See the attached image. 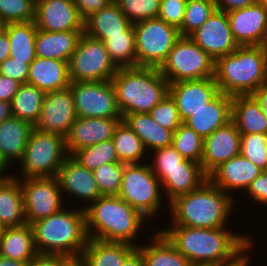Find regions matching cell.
<instances>
[{"label": "cell", "mask_w": 267, "mask_h": 266, "mask_svg": "<svg viewBox=\"0 0 267 266\" xmlns=\"http://www.w3.org/2000/svg\"><path fill=\"white\" fill-rule=\"evenodd\" d=\"M27 83L45 93L68 88L71 84L69 62L36 57L30 63Z\"/></svg>", "instance_id": "cell-24"}, {"label": "cell", "mask_w": 267, "mask_h": 266, "mask_svg": "<svg viewBox=\"0 0 267 266\" xmlns=\"http://www.w3.org/2000/svg\"><path fill=\"white\" fill-rule=\"evenodd\" d=\"M232 96L220 92L203 108L194 112L183 123L192 128L202 138L231 121Z\"/></svg>", "instance_id": "cell-23"}, {"label": "cell", "mask_w": 267, "mask_h": 266, "mask_svg": "<svg viewBox=\"0 0 267 266\" xmlns=\"http://www.w3.org/2000/svg\"><path fill=\"white\" fill-rule=\"evenodd\" d=\"M135 248L127 243L89 238L78 263L81 266H123L124 260Z\"/></svg>", "instance_id": "cell-28"}, {"label": "cell", "mask_w": 267, "mask_h": 266, "mask_svg": "<svg viewBox=\"0 0 267 266\" xmlns=\"http://www.w3.org/2000/svg\"><path fill=\"white\" fill-rule=\"evenodd\" d=\"M219 93L220 89L214 77L169 84V94L176 102L182 122Z\"/></svg>", "instance_id": "cell-18"}, {"label": "cell", "mask_w": 267, "mask_h": 266, "mask_svg": "<svg viewBox=\"0 0 267 266\" xmlns=\"http://www.w3.org/2000/svg\"><path fill=\"white\" fill-rule=\"evenodd\" d=\"M164 197L168 204L176 197L187 194L199 188L208 176L202 169H175L166 170L159 178Z\"/></svg>", "instance_id": "cell-34"}, {"label": "cell", "mask_w": 267, "mask_h": 266, "mask_svg": "<svg viewBox=\"0 0 267 266\" xmlns=\"http://www.w3.org/2000/svg\"><path fill=\"white\" fill-rule=\"evenodd\" d=\"M68 156L65 137L33 128L22 159L18 162L19 174L11 175L18 179L56 177Z\"/></svg>", "instance_id": "cell-7"}, {"label": "cell", "mask_w": 267, "mask_h": 266, "mask_svg": "<svg viewBox=\"0 0 267 266\" xmlns=\"http://www.w3.org/2000/svg\"><path fill=\"white\" fill-rule=\"evenodd\" d=\"M123 117L83 118L76 117L65 137L66 150L69 155L75 151L112 139L116 127Z\"/></svg>", "instance_id": "cell-20"}, {"label": "cell", "mask_w": 267, "mask_h": 266, "mask_svg": "<svg viewBox=\"0 0 267 266\" xmlns=\"http://www.w3.org/2000/svg\"><path fill=\"white\" fill-rule=\"evenodd\" d=\"M151 163H148L152 172L159 178L166 170L175 169H202L201 164L185 159L172 145L151 151Z\"/></svg>", "instance_id": "cell-41"}, {"label": "cell", "mask_w": 267, "mask_h": 266, "mask_svg": "<svg viewBox=\"0 0 267 266\" xmlns=\"http://www.w3.org/2000/svg\"><path fill=\"white\" fill-rule=\"evenodd\" d=\"M123 32H134L133 24L114 0L84 21V33L101 41Z\"/></svg>", "instance_id": "cell-25"}, {"label": "cell", "mask_w": 267, "mask_h": 266, "mask_svg": "<svg viewBox=\"0 0 267 266\" xmlns=\"http://www.w3.org/2000/svg\"><path fill=\"white\" fill-rule=\"evenodd\" d=\"M191 266H207V265H197V264H192Z\"/></svg>", "instance_id": "cell-67"}, {"label": "cell", "mask_w": 267, "mask_h": 266, "mask_svg": "<svg viewBox=\"0 0 267 266\" xmlns=\"http://www.w3.org/2000/svg\"><path fill=\"white\" fill-rule=\"evenodd\" d=\"M85 21L92 14L106 7L113 0H72Z\"/></svg>", "instance_id": "cell-52"}, {"label": "cell", "mask_w": 267, "mask_h": 266, "mask_svg": "<svg viewBox=\"0 0 267 266\" xmlns=\"http://www.w3.org/2000/svg\"><path fill=\"white\" fill-rule=\"evenodd\" d=\"M261 46L264 50H267V24H266L265 34H264Z\"/></svg>", "instance_id": "cell-63"}, {"label": "cell", "mask_w": 267, "mask_h": 266, "mask_svg": "<svg viewBox=\"0 0 267 266\" xmlns=\"http://www.w3.org/2000/svg\"><path fill=\"white\" fill-rule=\"evenodd\" d=\"M118 196L149 220L157 217L165 201L161 182L147 161L140 164H124Z\"/></svg>", "instance_id": "cell-8"}, {"label": "cell", "mask_w": 267, "mask_h": 266, "mask_svg": "<svg viewBox=\"0 0 267 266\" xmlns=\"http://www.w3.org/2000/svg\"><path fill=\"white\" fill-rule=\"evenodd\" d=\"M253 202L267 206V171H263L244 192Z\"/></svg>", "instance_id": "cell-51"}, {"label": "cell", "mask_w": 267, "mask_h": 266, "mask_svg": "<svg viewBox=\"0 0 267 266\" xmlns=\"http://www.w3.org/2000/svg\"><path fill=\"white\" fill-rule=\"evenodd\" d=\"M149 114L158 124L173 132L183 123L176 102L169 93L150 110Z\"/></svg>", "instance_id": "cell-47"}, {"label": "cell", "mask_w": 267, "mask_h": 266, "mask_svg": "<svg viewBox=\"0 0 267 266\" xmlns=\"http://www.w3.org/2000/svg\"><path fill=\"white\" fill-rule=\"evenodd\" d=\"M233 37L239 46L261 45L266 24L267 9L257 2L254 5L227 12Z\"/></svg>", "instance_id": "cell-21"}, {"label": "cell", "mask_w": 267, "mask_h": 266, "mask_svg": "<svg viewBox=\"0 0 267 266\" xmlns=\"http://www.w3.org/2000/svg\"><path fill=\"white\" fill-rule=\"evenodd\" d=\"M103 42L110 59L118 69L137 67L134 32H123V35L108 36Z\"/></svg>", "instance_id": "cell-38"}, {"label": "cell", "mask_w": 267, "mask_h": 266, "mask_svg": "<svg viewBox=\"0 0 267 266\" xmlns=\"http://www.w3.org/2000/svg\"><path fill=\"white\" fill-rule=\"evenodd\" d=\"M215 60L190 37H180L159 71L168 83L214 77Z\"/></svg>", "instance_id": "cell-9"}, {"label": "cell", "mask_w": 267, "mask_h": 266, "mask_svg": "<svg viewBox=\"0 0 267 266\" xmlns=\"http://www.w3.org/2000/svg\"><path fill=\"white\" fill-rule=\"evenodd\" d=\"M24 198L26 223L32 224L64 208V197L56 177L19 179ZM63 202V203H62Z\"/></svg>", "instance_id": "cell-13"}, {"label": "cell", "mask_w": 267, "mask_h": 266, "mask_svg": "<svg viewBox=\"0 0 267 266\" xmlns=\"http://www.w3.org/2000/svg\"><path fill=\"white\" fill-rule=\"evenodd\" d=\"M12 116L13 115L11 103L6 101H0V123Z\"/></svg>", "instance_id": "cell-59"}, {"label": "cell", "mask_w": 267, "mask_h": 266, "mask_svg": "<svg viewBox=\"0 0 267 266\" xmlns=\"http://www.w3.org/2000/svg\"><path fill=\"white\" fill-rule=\"evenodd\" d=\"M123 171L124 164L121 162L105 164L93 171L102 196L118 195Z\"/></svg>", "instance_id": "cell-44"}, {"label": "cell", "mask_w": 267, "mask_h": 266, "mask_svg": "<svg viewBox=\"0 0 267 266\" xmlns=\"http://www.w3.org/2000/svg\"><path fill=\"white\" fill-rule=\"evenodd\" d=\"M29 66L25 61L8 57L0 63V74L21 84L27 83Z\"/></svg>", "instance_id": "cell-49"}, {"label": "cell", "mask_w": 267, "mask_h": 266, "mask_svg": "<svg viewBox=\"0 0 267 266\" xmlns=\"http://www.w3.org/2000/svg\"><path fill=\"white\" fill-rule=\"evenodd\" d=\"M45 94L32 84H21L11 102L12 115L34 126L40 116Z\"/></svg>", "instance_id": "cell-37"}, {"label": "cell", "mask_w": 267, "mask_h": 266, "mask_svg": "<svg viewBox=\"0 0 267 266\" xmlns=\"http://www.w3.org/2000/svg\"><path fill=\"white\" fill-rule=\"evenodd\" d=\"M122 120L141 139L147 152L172 145L173 131L158 124L149 113L128 114Z\"/></svg>", "instance_id": "cell-32"}, {"label": "cell", "mask_w": 267, "mask_h": 266, "mask_svg": "<svg viewBox=\"0 0 267 266\" xmlns=\"http://www.w3.org/2000/svg\"><path fill=\"white\" fill-rule=\"evenodd\" d=\"M240 155L267 171V134H241Z\"/></svg>", "instance_id": "cell-43"}, {"label": "cell", "mask_w": 267, "mask_h": 266, "mask_svg": "<svg viewBox=\"0 0 267 266\" xmlns=\"http://www.w3.org/2000/svg\"><path fill=\"white\" fill-rule=\"evenodd\" d=\"M226 228L170 225L159 231L191 264L211 266L230 261L254 240L247 233Z\"/></svg>", "instance_id": "cell-1"}, {"label": "cell", "mask_w": 267, "mask_h": 266, "mask_svg": "<svg viewBox=\"0 0 267 266\" xmlns=\"http://www.w3.org/2000/svg\"><path fill=\"white\" fill-rule=\"evenodd\" d=\"M76 117L70 87L47 92L34 128L66 137Z\"/></svg>", "instance_id": "cell-14"}, {"label": "cell", "mask_w": 267, "mask_h": 266, "mask_svg": "<svg viewBox=\"0 0 267 266\" xmlns=\"http://www.w3.org/2000/svg\"><path fill=\"white\" fill-rule=\"evenodd\" d=\"M149 243H142L136 248L141 252L144 266H191V262L180 253L160 232L150 238ZM145 244V245H144Z\"/></svg>", "instance_id": "cell-33"}, {"label": "cell", "mask_w": 267, "mask_h": 266, "mask_svg": "<svg viewBox=\"0 0 267 266\" xmlns=\"http://www.w3.org/2000/svg\"><path fill=\"white\" fill-rule=\"evenodd\" d=\"M29 1L33 2L36 5L39 0H29Z\"/></svg>", "instance_id": "cell-66"}, {"label": "cell", "mask_w": 267, "mask_h": 266, "mask_svg": "<svg viewBox=\"0 0 267 266\" xmlns=\"http://www.w3.org/2000/svg\"><path fill=\"white\" fill-rule=\"evenodd\" d=\"M187 0H161L158 18L179 29L181 27Z\"/></svg>", "instance_id": "cell-48"}, {"label": "cell", "mask_w": 267, "mask_h": 266, "mask_svg": "<svg viewBox=\"0 0 267 266\" xmlns=\"http://www.w3.org/2000/svg\"><path fill=\"white\" fill-rule=\"evenodd\" d=\"M231 120L241 134H267V117L253 95L232 97Z\"/></svg>", "instance_id": "cell-30"}, {"label": "cell", "mask_w": 267, "mask_h": 266, "mask_svg": "<svg viewBox=\"0 0 267 266\" xmlns=\"http://www.w3.org/2000/svg\"><path fill=\"white\" fill-rule=\"evenodd\" d=\"M3 231H4V227L0 224V241L2 238Z\"/></svg>", "instance_id": "cell-65"}, {"label": "cell", "mask_w": 267, "mask_h": 266, "mask_svg": "<svg viewBox=\"0 0 267 266\" xmlns=\"http://www.w3.org/2000/svg\"><path fill=\"white\" fill-rule=\"evenodd\" d=\"M252 95L259 102L264 115L267 117V83L261 85Z\"/></svg>", "instance_id": "cell-56"}, {"label": "cell", "mask_w": 267, "mask_h": 266, "mask_svg": "<svg viewBox=\"0 0 267 266\" xmlns=\"http://www.w3.org/2000/svg\"><path fill=\"white\" fill-rule=\"evenodd\" d=\"M214 79L224 94L252 95L267 83L266 51L261 45L238 46L215 60Z\"/></svg>", "instance_id": "cell-4"}, {"label": "cell", "mask_w": 267, "mask_h": 266, "mask_svg": "<svg viewBox=\"0 0 267 266\" xmlns=\"http://www.w3.org/2000/svg\"><path fill=\"white\" fill-rule=\"evenodd\" d=\"M258 2L263 4L264 7L267 9V0H258Z\"/></svg>", "instance_id": "cell-64"}, {"label": "cell", "mask_w": 267, "mask_h": 266, "mask_svg": "<svg viewBox=\"0 0 267 266\" xmlns=\"http://www.w3.org/2000/svg\"><path fill=\"white\" fill-rule=\"evenodd\" d=\"M112 141L116 148L118 161L123 164H140L148 155L141 139L122 120L116 127ZM144 154H147L144 156Z\"/></svg>", "instance_id": "cell-36"}, {"label": "cell", "mask_w": 267, "mask_h": 266, "mask_svg": "<svg viewBox=\"0 0 267 266\" xmlns=\"http://www.w3.org/2000/svg\"><path fill=\"white\" fill-rule=\"evenodd\" d=\"M235 199L206 180L196 190L178 196L168 204L165 210H169V217L171 216L169 225L193 228L228 227L227 221L238 202Z\"/></svg>", "instance_id": "cell-3"}, {"label": "cell", "mask_w": 267, "mask_h": 266, "mask_svg": "<svg viewBox=\"0 0 267 266\" xmlns=\"http://www.w3.org/2000/svg\"><path fill=\"white\" fill-rule=\"evenodd\" d=\"M35 4L29 0H0V19L8 23L34 21Z\"/></svg>", "instance_id": "cell-46"}, {"label": "cell", "mask_w": 267, "mask_h": 266, "mask_svg": "<svg viewBox=\"0 0 267 266\" xmlns=\"http://www.w3.org/2000/svg\"><path fill=\"white\" fill-rule=\"evenodd\" d=\"M133 28L137 67L159 68L181 37L176 27L159 18L137 22Z\"/></svg>", "instance_id": "cell-10"}, {"label": "cell", "mask_w": 267, "mask_h": 266, "mask_svg": "<svg viewBox=\"0 0 267 266\" xmlns=\"http://www.w3.org/2000/svg\"><path fill=\"white\" fill-rule=\"evenodd\" d=\"M111 82L123 117L149 113L169 93V83L156 67L119 68Z\"/></svg>", "instance_id": "cell-6"}, {"label": "cell", "mask_w": 267, "mask_h": 266, "mask_svg": "<svg viewBox=\"0 0 267 266\" xmlns=\"http://www.w3.org/2000/svg\"><path fill=\"white\" fill-rule=\"evenodd\" d=\"M216 9L214 0H187L183 21L178 29L181 37H189Z\"/></svg>", "instance_id": "cell-42"}, {"label": "cell", "mask_w": 267, "mask_h": 266, "mask_svg": "<svg viewBox=\"0 0 267 266\" xmlns=\"http://www.w3.org/2000/svg\"><path fill=\"white\" fill-rule=\"evenodd\" d=\"M83 208L88 238L139 245V230L149 219L118 195L100 196Z\"/></svg>", "instance_id": "cell-2"}, {"label": "cell", "mask_w": 267, "mask_h": 266, "mask_svg": "<svg viewBox=\"0 0 267 266\" xmlns=\"http://www.w3.org/2000/svg\"><path fill=\"white\" fill-rule=\"evenodd\" d=\"M34 23L37 29L50 32L84 30V20L72 0H39Z\"/></svg>", "instance_id": "cell-16"}, {"label": "cell", "mask_w": 267, "mask_h": 266, "mask_svg": "<svg viewBox=\"0 0 267 266\" xmlns=\"http://www.w3.org/2000/svg\"><path fill=\"white\" fill-rule=\"evenodd\" d=\"M10 41L7 33L0 36V63L9 57Z\"/></svg>", "instance_id": "cell-58"}, {"label": "cell", "mask_w": 267, "mask_h": 266, "mask_svg": "<svg viewBox=\"0 0 267 266\" xmlns=\"http://www.w3.org/2000/svg\"><path fill=\"white\" fill-rule=\"evenodd\" d=\"M83 32L84 30L50 32L37 29L36 57L69 62Z\"/></svg>", "instance_id": "cell-27"}, {"label": "cell", "mask_w": 267, "mask_h": 266, "mask_svg": "<svg viewBox=\"0 0 267 266\" xmlns=\"http://www.w3.org/2000/svg\"><path fill=\"white\" fill-rule=\"evenodd\" d=\"M262 172L263 170L255 166L247 158L238 155L215 168L208 175V180L213 185L235 198L234 193L239 189L245 192L251 182ZM230 192H232V194Z\"/></svg>", "instance_id": "cell-22"}, {"label": "cell", "mask_w": 267, "mask_h": 266, "mask_svg": "<svg viewBox=\"0 0 267 266\" xmlns=\"http://www.w3.org/2000/svg\"><path fill=\"white\" fill-rule=\"evenodd\" d=\"M126 18L135 24L140 21L158 18L161 0H114Z\"/></svg>", "instance_id": "cell-45"}, {"label": "cell", "mask_w": 267, "mask_h": 266, "mask_svg": "<svg viewBox=\"0 0 267 266\" xmlns=\"http://www.w3.org/2000/svg\"><path fill=\"white\" fill-rule=\"evenodd\" d=\"M241 133L231 120L204 138L201 167L208 176L225 161L240 155Z\"/></svg>", "instance_id": "cell-19"}, {"label": "cell", "mask_w": 267, "mask_h": 266, "mask_svg": "<svg viewBox=\"0 0 267 266\" xmlns=\"http://www.w3.org/2000/svg\"><path fill=\"white\" fill-rule=\"evenodd\" d=\"M82 205L66 207L59 212L31 224L38 253L65 255L80 259L86 247L85 211Z\"/></svg>", "instance_id": "cell-5"}, {"label": "cell", "mask_w": 267, "mask_h": 266, "mask_svg": "<svg viewBox=\"0 0 267 266\" xmlns=\"http://www.w3.org/2000/svg\"><path fill=\"white\" fill-rule=\"evenodd\" d=\"M123 266H144L141 252L135 248L124 260Z\"/></svg>", "instance_id": "cell-57"}, {"label": "cell", "mask_w": 267, "mask_h": 266, "mask_svg": "<svg viewBox=\"0 0 267 266\" xmlns=\"http://www.w3.org/2000/svg\"><path fill=\"white\" fill-rule=\"evenodd\" d=\"M118 68L110 59L104 42L83 32L69 60L71 82L111 81Z\"/></svg>", "instance_id": "cell-11"}, {"label": "cell", "mask_w": 267, "mask_h": 266, "mask_svg": "<svg viewBox=\"0 0 267 266\" xmlns=\"http://www.w3.org/2000/svg\"><path fill=\"white\" fill-rule=\"evenodd\" d=\"M74 266H81L78 262Z\"/></svg>", "instance_id": "cell-68"}, {"label": "cell", "mask_w": 267, "mask_h": 266, "mask_svg": "<svg viewBox=\"0 0 267 266\" xmlns=\"http://www.w3.org/2000/svg\"><path fill=\"white\" fill-rule=\"evenodd\" d=\"M216 8L226 13L235 9L254 5L258 0H214Z\"/></svg>", "instance_id": "cell-55"}, {"label": "cell", "mask_w": 267, "mask_h": 266, "mask_svg": "<svg viewBox=\"0 0 267 266\" xmlns=\"http://www.w3.org/2000/svg\"><path fill=\"white\" fill-rule=\"evenodd\" d=\"M56 178L60 185L62 197L69 196L85 201V207L101 195L93 171L88 170L69 155L60 167ZM64 192V193H63ZM66 193V194H65Z\"/></svg>", "instance_id": "cell-17"}, {"label": "cell", "mask_w": 267, "mask_h": 266, "mask_svg": "<svg viewBox=\"0 0 267 266\" xmlns=\"http://www.w3.org/2000/svg\"><path fill=\"white\" fill-rule=\"evenodd\" d=\"M37 27L34 21L8 23L6 33L10 41L9 57L25 61L28 65L36 58L35 40Z\"/></svg>", "instance_id": "cell-35"}, {"label": "cell", "mask_w": 267, "mask_h": 266, "mask_svg": "<svg viewBox=\"0 0 267 266\" xmlns=\"http://www.w3.org/2000/svg\"><path fill=\"white\" fill-rule=\"evenodd\" d=\"M77 259L58 254L37 253L28 266H74Z\"/></svg>", "instance_id": "cell-50"}, {"label": "cell", "mask_w": 267, "mask_h": 266, "mask_svg": "<svg viewBox=\"0 0 267 266\" xmlns=\"http://www.w3.org/2000/svg\"><path fill=\"white\" fill-rule=\"evenodd\" d=\"M172 146L185 159L201 164L204 138L182 123L174 132Z\"/></svg>", "instance_id": "cell-40"}, {"label": "cell", "mask_w": 267, "mask_h": 266, "mask_svg": "<svg viewBox=\"0 0 267 266\" xmlns=\"http://www.w3.org/2000/svg\"><path fill=\"white\" fill-rule=\"evenodd\" d=\"M69 87L77 117H123L111 81L71 82Z\"/></svg>", "instance_id": "cell-12"}, {"label": "cell", "mask_w": 267, "mask_h": 266, "mask_svg": "<svg viewBox=\"0 0 267 266\" xmlns=\"http://www.w3.org/2000/svg\"><path fill=\"white\" fill-rule=\"evenodd\" d=\"M254 244L255 241L252 240L239 254H237L230 261L211 266H249L251 264L250 259L252 258L251 256H249V253L252 251L251 248L254 247Z\"/></svg>", "instance_id": "cell-54"}, {"label": "cell", "mask_w": 267, "mask_h": 266, "mask_svg": "<svg viewBox=\"0 0 267 266\" xmlns=\"http://www.w3.org/2000/svg\"><path fill=\"white\" fill-rule=\"evenodd\" d=\"M71 156L90 171H94L105 164L119 162L112 139L81 148Z\"/></svg>", "instance_id": "cell-39"}, {"label": "cell", "mask_w": 267, "mask_h": 266, "mask_svg": "<svg viewBox=\"0 0 267 266\" xmlns=\"http://www.w3.org/2000/svg\"><path fill=\"white\" fill-rule=\"evenodd\" d=\"M37 253L30 224L4 228L0 256L29 263Z\"/></svg>", "instance_id": "cell-31"}, {"label": "cell", "mask_w": 267, "mask_h": 266, "mask_svg": "<svg viewBox=\"0 0 267 266\" xmlns=\"http://www.w3.org/2000/svg\"><path fill=\"white\" fill-rule=\"evenodd\" d=\"M189 37L214 60L239 46L230 29L227 13L218 9Z\"/></svg>", "instance_id": "cell-15"}, {"label": "cell", "mask_w": 267, "mask_h": 266, "mask_svg": "<svg viewBox=\"0 0 267 266\" xmlns=\"http://www.w3.org/2000/svg\"><path fill=\"white\" fill-rule=\"evenodd\" d=\"M0 266H28V263L0 256Z\"/></svg>", "instance_id": "cell-60"}, {"label": "cell", "mask_w": 267, "mask_h": 266, "mask_svg": "<svg viewBox=\"0 0 267 266\" xmlns=\"http://www.w3.org/2000/svg\"><path fill=\"white\" fill-rule=\"evenodd\" d=\"M0 224L4 228L26 224L20 180L12 175L0 178Z\"/></svg>", "instance_id": "cell-29"}, {"label": "cell", "mask_w": 267, "mask_h": 266, "mask_svg": "<svg viewBox=\"0 0 267 266\" xmlns=\"http://www.w3.org/2000/svg\"><path fill=\"white\" fill-rule=\"evenodd\" d=\"M6 27L7 23L4 20L0 19V36L6 33Z\"/></svg>", "instance_id": "cell-62"}, {"label": "cell", "mask_w": 267, "mask_h": 266, "mask_svg": "<svg viewBox=\"0 0 267 266\" xmlns=\"http://www.w3.org/2000/svg\"><path fill=\"white\" fill-rule=\"evenodd\" d=\"M8 167L9 166L0 157V178L7 177V176L11 175V173H9V175L7 174V171L9 170Z\"/></svg>", "instance_id": "cell-61"}, {"label": "cell", "mask_w": 267, "mask_h": 266, "mask_svg": "<svg viewBox=\"0 0 267 266\" xmlns=\"http://www.w3.org/2000/svg\"><path fill=\"white\" fill-rule=\"evenodd\" d=\"M21 83L0 74V101L12 102Z\"/></svg>", "instance_id": "cell-53"}, {"label": "cell", "mask_w": 267, "mask_h": 266, "mask_svg": "<svg viewBox=\"0 0 267 266\" xmlns=\"http://www.w3.org/2000/svg\"><path fill=\"white\" fill-rule=\"evenodd\" d=\"M33 128L29 122L14 116L0 123V157L8 166L22 159Z\"/></svg>", "instance_id": "cell-26"}]
</instances>
